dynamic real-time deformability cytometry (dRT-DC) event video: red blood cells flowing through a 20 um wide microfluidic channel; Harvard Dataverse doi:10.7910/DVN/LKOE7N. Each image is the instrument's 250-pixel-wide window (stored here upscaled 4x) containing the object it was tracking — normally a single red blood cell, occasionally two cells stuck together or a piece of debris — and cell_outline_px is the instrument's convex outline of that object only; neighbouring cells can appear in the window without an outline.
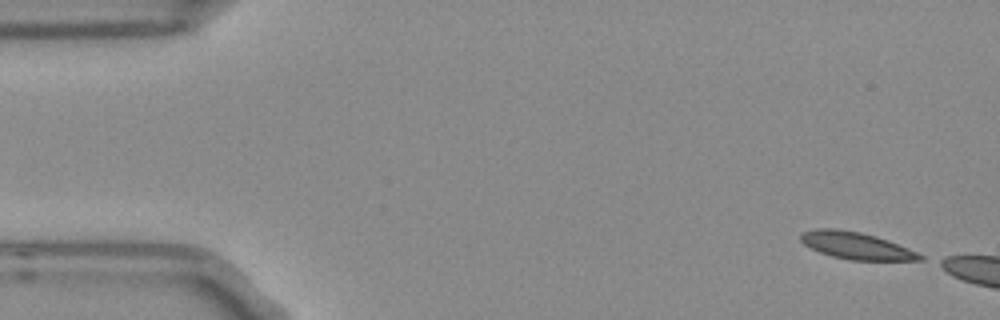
{"species": "Egyptian fruit bat (a non-hibernating species)", "species_latin": "Rousettus aegyptiacus", "temperature_condition": "room temperature", "stored_images_in_passage": 3, "camera_frame_rate_fps": 3000, "um_per_image_px": 0.085, "frame": {"image": 1, "passage_image": 1, "time_ms": 0.0, "image_size_px": [1000, 320], "cell_outline_px": [[924, 260], [848, 260], [832, 256], [820, 252], [804, 244], [800, 240], [800, 236], [804, 232], [816, 228], [836, 228], [860, 232], [876, 236], [888, 240], [908, 248], [924, 256]], "centroid_in_image_um": [72.77, 20.88], "position_along_channel_um": 12.2, "area_um2": 18.67}}